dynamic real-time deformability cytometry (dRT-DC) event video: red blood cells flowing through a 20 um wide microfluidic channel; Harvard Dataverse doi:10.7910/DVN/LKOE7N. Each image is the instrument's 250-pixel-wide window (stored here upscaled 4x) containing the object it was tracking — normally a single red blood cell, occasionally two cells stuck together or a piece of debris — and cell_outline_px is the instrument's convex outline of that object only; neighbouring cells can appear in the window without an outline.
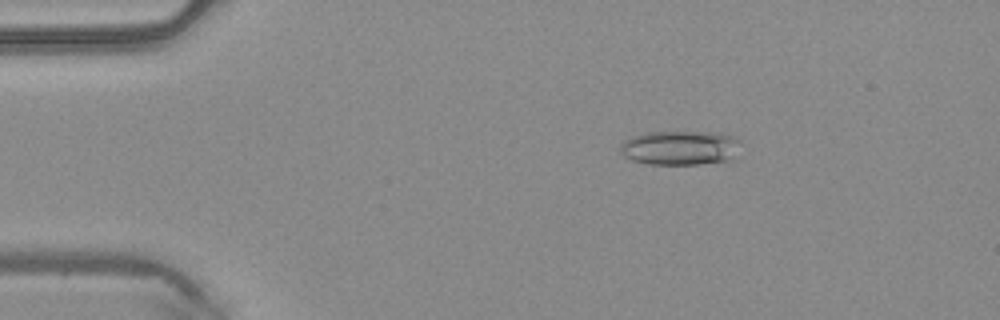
{"species": "common noctule bat (a hibernating species)", "species_latin": "Nyctalus noctula", "temperature_condition": "warm", "stored_images_in_passage": 42, "camera_frame_rate_fps": 3000, "um_per_image_px": 0.085, "animal": {"sex": "male", "body_mass_g": 20.4}, "frame": {"image": 1, "passage_image": 2, "time_ms": 0.333, "image_size_px": [1000, 320], "cell_outline_px": [[740, 140], [732, 160], [700, 164], [648, 164], [632, 160], [624, 156], [620, 152], [620, 144], [624, 140], [632, 136], [644, 132], [720, 132], [732, 136]], "centroid_in_image_um": [57.78, 12.56], "position_along_channel_um": 27.2, "area_um2": 24.28}}
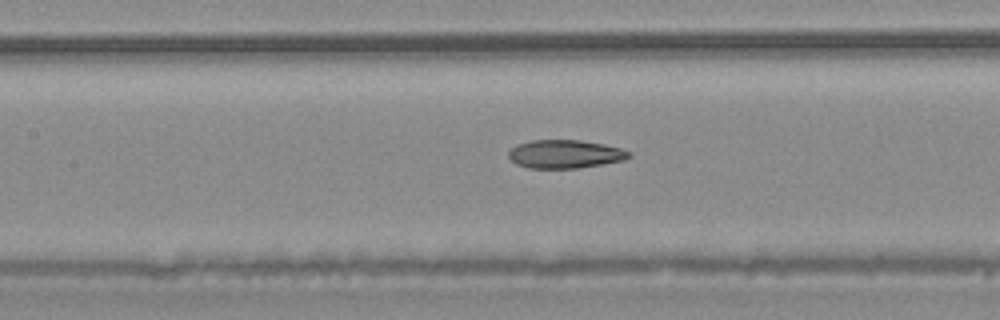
{"frame": {"image": 2, "passage_image": 16, "time_ms": 5.0, "image_size_px": [1000, 320], "cell_outline_px": [[632, 156], [624, 160], [580, 168], [528, 168], [516, 164], [508, 156], [508, 152], [516, 144], [532, 140], [580, 140], [604, 144], [620, 148], [632, 152]], "centroid_in_image_um": [48.04, 13.09], "position_along_channel_um": 159.4, "area_um2": 20.0}}
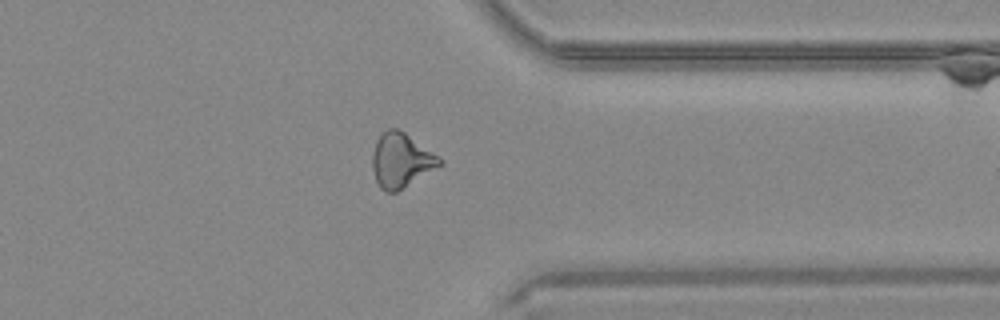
{"frame": {"image": 3, "passage_image": 32, "time_ms": 10.333, "image_size_px": [1000, 320], "cell_outline_px": [[444, 164], [396, 192], [384, 192], [380, 188], [376, 180], [372, 168], [372, 152], [376, 140], [388, 128], [396, 128], [404, 132], [444, 160]], "centroid_in_image_um": [34.09, 13.64], "position_along_channel_um": 377.3, "area_um2": 21.27}, "authors_computed_cell_mechanics": {"area_um2": 20.8369, "velocity_mm_per_s": 4.1791, "shape_relaxation_time_tau1_ms": null, "shape_relaxation_time_tau2_ms": 3.8252, "deformation_change_tau1": null, "deformation_change_tau2": 0.132}}